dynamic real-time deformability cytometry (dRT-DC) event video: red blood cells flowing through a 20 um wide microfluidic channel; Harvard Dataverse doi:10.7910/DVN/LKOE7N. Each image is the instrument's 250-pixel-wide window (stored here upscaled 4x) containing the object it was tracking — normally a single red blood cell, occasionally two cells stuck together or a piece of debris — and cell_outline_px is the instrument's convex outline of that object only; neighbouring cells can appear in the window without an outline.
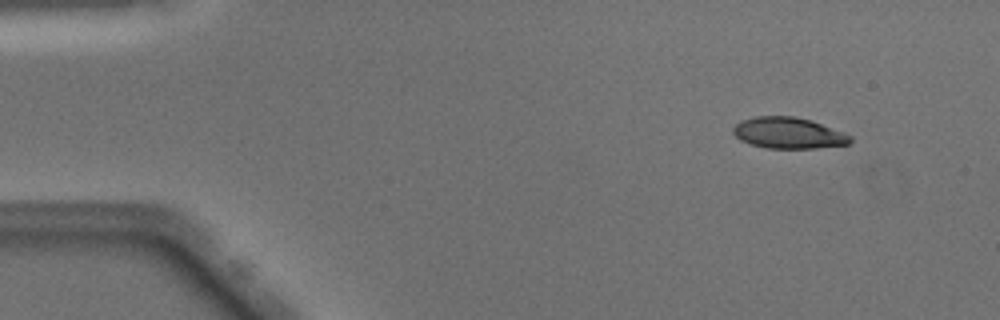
{"species": "Egyptian fruit bat (a non-hibernating species)", "species_latin": "Rousettus aegyptiacus", "temperature_condition": "warm", "stored_images_in_passage": 50, "camera_frame_rate_fps": 3000, "um_per_image_px": 0.085, "animal": {"sex": "male"}, "frame": {"image": 1, "passage_image": 5, "time_ms": 1.333, "image_size_px": [1000, 320], "cell_outline_px": [[852, 140], [848, 144], [816, 148], [768, 148], [752, 144], [740, 140], [732, 132], [732, 128], [740, 120], [756, 116], [796, 116], [812, 120], [844, 132], [852, 136]], "centroid_in_image_um": [67.02, 11.29], "position_along_channel_um": 18.0, "area_um2": 21.39}}
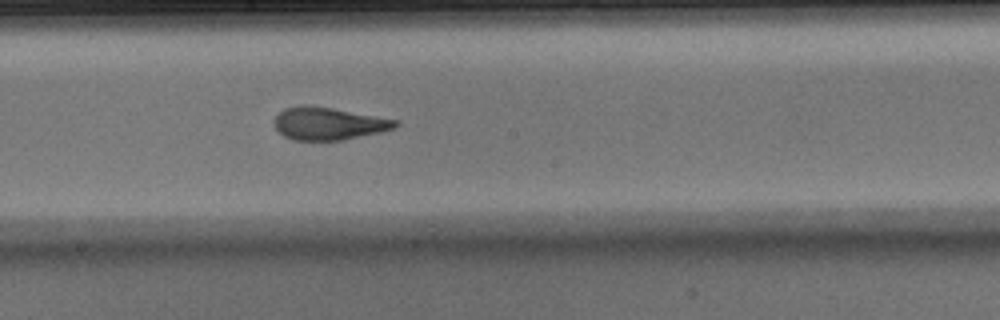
{"frame": {"image": 2, "passage_image": 27, "time_ms": 8.667, "image_size_px": [1000, 320], "cell_outline_px": [[400, 124], [396, 128], [380, 132], [344, 140], [292, 140], [284, 136], [276, 128], [276, 116], [284, 108], [300, 104], [304, 104], [332, 108], [400, 120]], "centroid_in_image_um": [27.97, 10.5], "position_along_channel_um": 220.2, "area_um2": 23.06}}
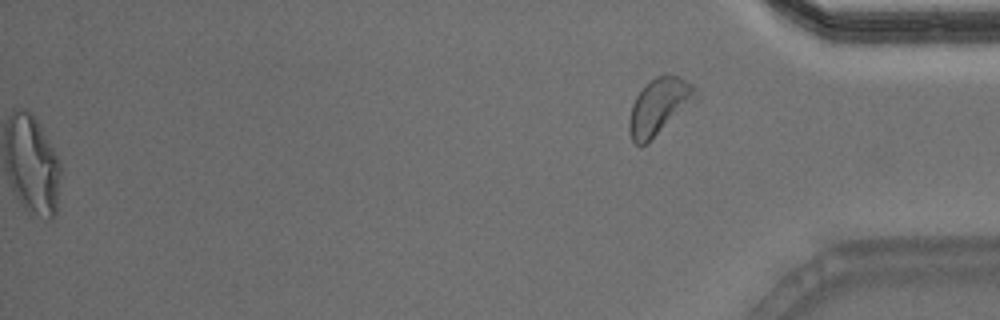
{"frame": {"image": 3, "passage_image": 50, "time_ms": 16.333, "image_size_px": [1000, 320], "cell_outline_px": [[700, 100], [648, 144], [640, 148], [632, 140], [628, 132], [628, 120], [632, 104], [636, 96], [644, 84], [648, 80], [656, 76], [680, 76], [692, 84], [696, 88], [700, 96]], "centroid_in_image_um": [56.07, 9.1], "position_along_channel_um": 379.1, "area_um2": 23.06}, "authors_computed_cell_mechanics": {"area_um2": 23.1489, "velocity_mm_per_s": 4.0661, "shape_relaxation_time_tau1_ms": 5.2428, "shape_relaxation_time_tau2_ms": 0.9555, "deformation_change_tau1": 0.1985, "deformation_change_tau2": 0.0815}}